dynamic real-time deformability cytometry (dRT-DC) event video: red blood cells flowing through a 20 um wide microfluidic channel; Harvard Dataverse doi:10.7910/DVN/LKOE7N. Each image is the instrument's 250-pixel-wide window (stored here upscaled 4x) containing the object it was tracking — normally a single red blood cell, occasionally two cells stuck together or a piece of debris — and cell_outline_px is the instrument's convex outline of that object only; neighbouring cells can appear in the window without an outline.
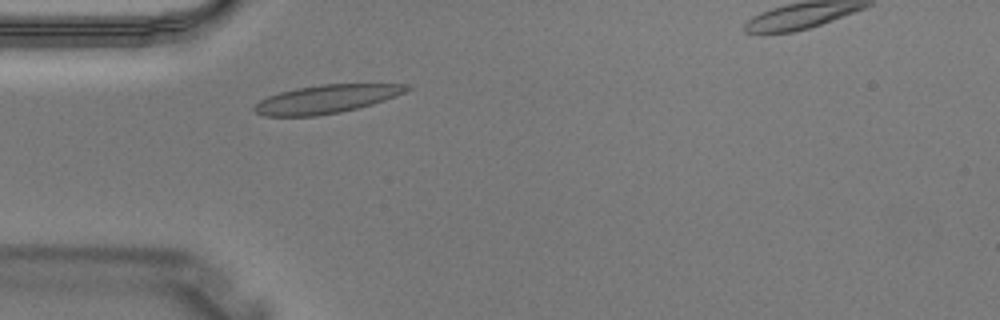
{"species": "Egyptian fruit bat (a non-hibernating species)", "species_latin": "Rousettus aegyptiacus", "temperature_condition": "warm", "stored_images_in_passage": 3, "segment_of_instrument_passage": [1, 2], "camera_frame_rate_fps": 3000, "um_per_image_px": 0.085, "animal": {"sex": "male"}, "frame": {"image": 1, "passage_image": 2, "time_ms": 0.333, "image_size_px": [1000, 320], "cell_outline_px": [[412, 88], [404, 92], [384, 100], [372, 104], [340, 112], [316, 116], [264, 116], [256, 112], [252, 108], [260, 100], [268, 96], [280, 92], [296, 88], [324, 84], [412, 84]], "centroid_in_image_um": [27.73, 8.42], "position_along_channel_um": 57.3, "area_um2": 24.97}}